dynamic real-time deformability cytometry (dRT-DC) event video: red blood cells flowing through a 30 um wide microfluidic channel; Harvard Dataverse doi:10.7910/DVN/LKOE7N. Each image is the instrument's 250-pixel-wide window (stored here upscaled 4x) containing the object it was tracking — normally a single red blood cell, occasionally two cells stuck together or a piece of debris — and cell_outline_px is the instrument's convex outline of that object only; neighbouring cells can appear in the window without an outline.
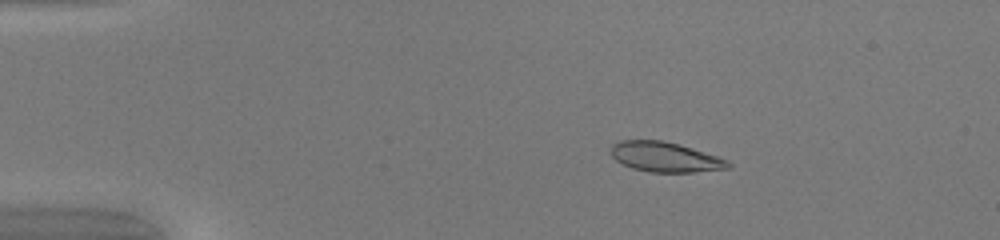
{"species": "common noctule bat (a hibernating species)", "species_latin": "Nyctalus noctula", "temperature_condition": "warm", "stored_images_in_passage": 50, "camera_frame_rate_fps": 3000, "um_per_image_px": 0.085, "animal": {"sex": "female", "body_mass_g": 20.0, "forearm_length_mm": 54.0}, "frame": {"image": 1, "passage_image": 9, "time_ms": 2.667, "image_size_px": [1000, 240], "cell_outline_px": [[732, 168], [692, 172], [648, 172], [632, 168], [616, 160], [612, 156], [612, 144], [620, 140], [660, 140], [680, 144], [728, 160], [732, 164]], "centroid_in_image_um": [56.55, 13.35], "position_along_channel_um": 28.4, "area_um2": 20.4}}
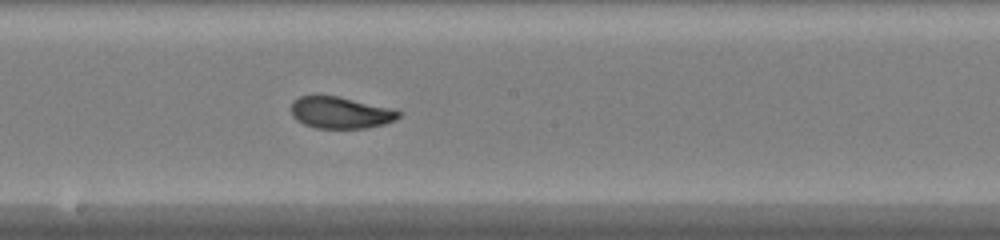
{"frame": {"image": 2, "passage_image": 28, "time_ms": 9.0, "image_size_px": [1000, 240], "cell_outline_px": [[400, 116], [396, 120], [384, 124], [364, 128], [316, 128], [304, 124], [296, 120], [292, 116], [292, 100], [300, 96], [340, 96], [396, 108], [400, 112]], "centroid_in_image_um": [28.98, 9.56], "position_along_channel_um": 219.2, "area_um2": 20.11}}
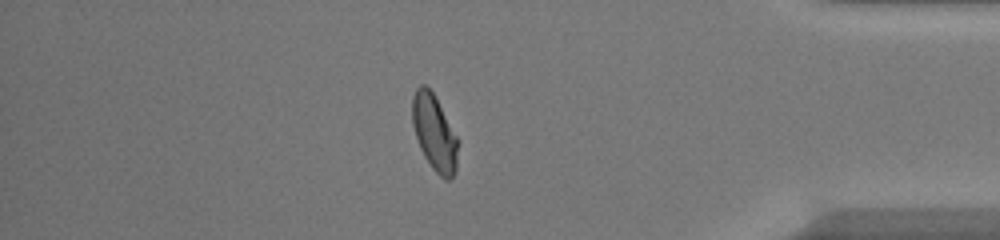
{"frame": {"image": 3, "passage_image": 43, "time_ms": 14.0, "image_size_px": [1000, 240], "cell_outline_px": [[460, 140], [456, 172], [448, 180], [444, 180], [432, 168], [424, 156], [420, 148], [412, 124], [412, 96], [416, 88], [420, 84], [424, 84], [432, 92]], "centroid_in_image_um": [36.95, 11.31], "position_along_channel_um": 398.3, "area_um2": 20.46}, "authors_computed_cell_mechanics": {"area_um2": 20.4612, "velocity_mm_per_s": 4.1815, "shape_relaxation_time_tau1_ms": 5.1843, "shape_relaxation_time_tau2_ms": 1.2612, "deformation_change_tau1": 0.2037, "deformation_change_tau2": 0.058}}